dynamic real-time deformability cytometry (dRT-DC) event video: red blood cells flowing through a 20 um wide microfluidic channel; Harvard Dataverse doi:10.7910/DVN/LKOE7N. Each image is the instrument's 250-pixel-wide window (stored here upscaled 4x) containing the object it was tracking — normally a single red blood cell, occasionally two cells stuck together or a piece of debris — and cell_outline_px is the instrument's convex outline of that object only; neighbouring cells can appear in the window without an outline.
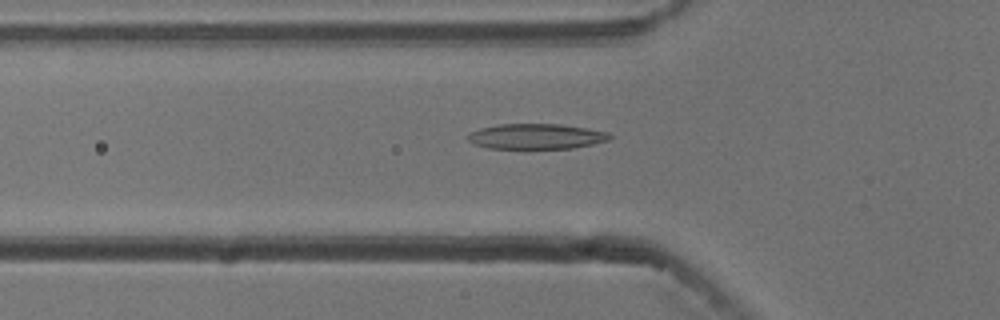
{"species": "common noctule bat (a hibernating species)", "species_latin": "Nyctalus noctula", "temperature_condition": "cold", "stored_images_in_passage": 36, "camera_frame_rate_fps": 3000, "um_per_image_px": 0.085, "animal": {"sex": "male", "body_mass_g": 13.3}, "frame": {"image": 1, "passage_image": 7, "time_ms": 2.0, "image_size_px": [1000, 320], "cell_outline_px": [[612, 136], [608, 140], [592, 144], [572, 148], [524, 152], [488, 148], [472, 144], [468, 140], [468, 132], [480, 128], [500, 124], [560, 124], [588, 128], [608, 132]], "centroid_in_image_um": [45.51, 11.65], "position_along_channel_um": 80.3, "area_um2": 22.14}}
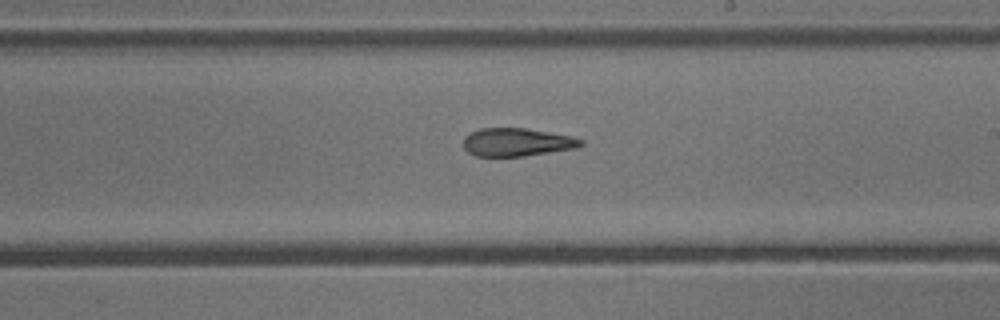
{"frame": {"image": 2, "passage_image": 20, "time_ms": 6.333, "image_size_px": [1000, 320], "cell_outline_px": [[584, 144], [576, 148], [524, 156], [476, 156], [468, 152], [464, 148], [464, 136], [480, 128], [524, 128], [572, 136], [584, 140]], "centroid_in_image_um": [43.94, 12.08], "position_along_channel_um": 245.1, "area_um2": 19.19}}
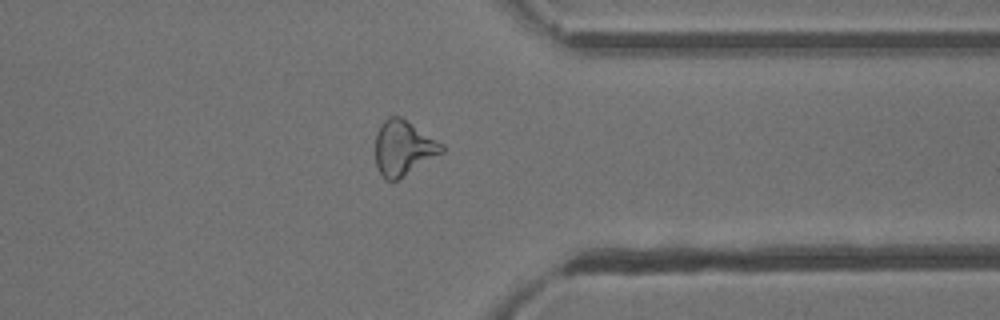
{"frame": {"image": 3, "passage_image": 31, "time_ms": 10.0, "image_size_px": [1000, 320], "cell_outline_px": [[444, 152], [396, 180], [384, 180], [376, 168], [376, 132], [380, 124], [388, 116], [400, 116], [444, 144]], "centroid_in_image_um": [34.27, 12.57], "position_along_channel_um": 377.1, "area_um2": 21.21}, "authors_computed_cell_mechanics": {"area_um2": 20.4901, "velocity_mm_per_s": 3.78, "shape_relaxation_time_tau1_ms": null, "shape_relaxation_time_tau2_ms": 3.9263, "deformation_change_tau1": null, "deformation_change_tau2": 0.1392}}